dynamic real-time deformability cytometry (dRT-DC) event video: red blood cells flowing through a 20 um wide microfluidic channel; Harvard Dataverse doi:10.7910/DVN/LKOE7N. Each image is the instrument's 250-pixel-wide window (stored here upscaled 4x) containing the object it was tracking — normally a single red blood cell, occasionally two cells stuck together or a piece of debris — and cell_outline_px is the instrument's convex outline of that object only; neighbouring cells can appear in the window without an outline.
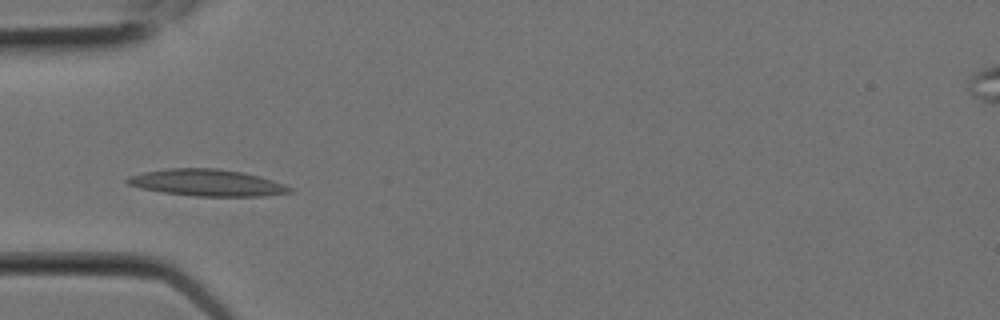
{"species": "Egyptian fruit bat (a non-hibernating species)", "species_latin": "Rousettus aegyptiacus", "temperature_condition": "room temperature", "stored_images_in_passage": 7, "camera_frame_rate_fps": 3000, "um_per_image_px": 0.085, "animal": {"sex": "female"}, "frame": {"image": 1, "passage_image": 5, "time_ms": 1.333, "image_size_px": [1000, 320], "cell_outline_px": [[292, 192], [260, 196], [196, 196], [164, 192], [140, 188], [128, 184], [124, 180], [128, 176], [144, 172], [168, 168], [216, 168], [244, 172], [260, 176], [284, 184], [292, 188]], "centroid_in_image_um": [17.58, 15.52], "position_along_channel_um": 67.4, "area_um2": 25.2}}
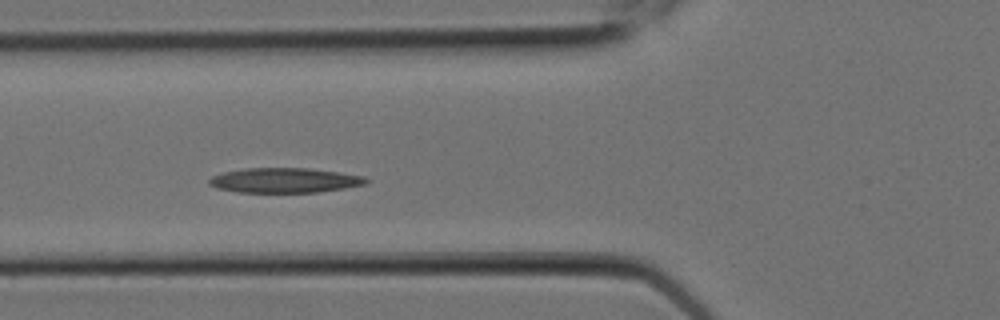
{"frame": {"image": 2, "passage_image": 6, "time_ms": 1.667, "image_size_px": [1000, 320], "cell_outline_px": [[372, 180], [364, 184], [344, 188], [316, 192], [236, 192], [216, 188], [208, 184], [208, 180], [212, 176], [224, 172], [244, 168], [308, 168], [364, 176]], "centroid_in_image_um": [24.16, 15.32], "position_along_channel_um": 101.6, "area_um2": 22.66}}
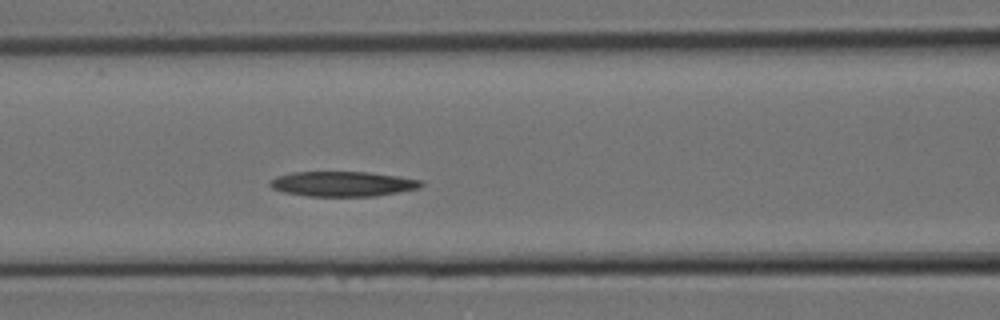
{"frame": {"image": 3, "passage_image": 7, "time_ms": 2.0, "image_size_px": [1000, 320], "cell_outline_px": [[424, 184], [420, 188], [376, 196], [308, 196], [284, 192], [272, 188], [268, 184], [276, 176], [292, 172], [372, 172], [400, 176], [424, 180]], "centroid_in_image_um": [29.18, 15.62], "position_along_channel_um": 137.4, "area_um2": 22.2}}